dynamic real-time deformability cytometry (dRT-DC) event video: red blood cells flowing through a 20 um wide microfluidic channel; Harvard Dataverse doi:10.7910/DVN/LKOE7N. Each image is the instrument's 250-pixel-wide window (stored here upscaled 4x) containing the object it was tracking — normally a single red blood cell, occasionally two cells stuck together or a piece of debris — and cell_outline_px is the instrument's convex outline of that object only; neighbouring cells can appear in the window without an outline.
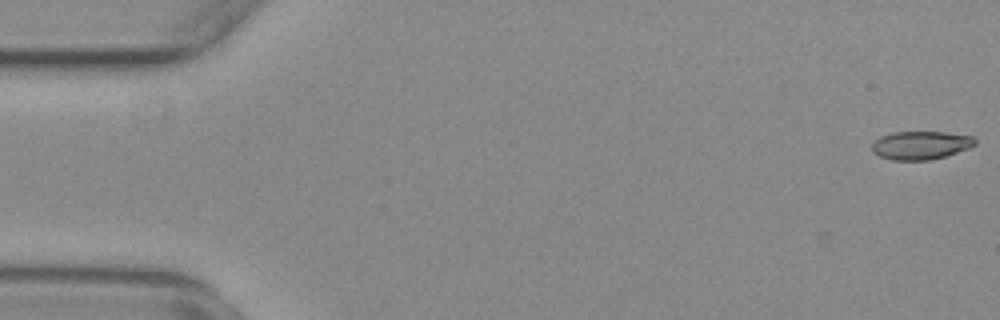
{"species": "common noctule bat (a hibernating species)", "species_latin": "Nyctalus noctula", "temperature_condition": "warm", "stored_images_in_passage": 35, "camera_frame_rate_fps": 3000, "um_per_image_px": 0.085, "animal": {"sex": "female", "body_mass_g": 29.2, "forearm_length_mm": 56.3}, "frame": {"image": 1, "passage_image": 1, "time_ms": 0.0, "image_size_px": [1000, 320], "cell_outline_px": [[976, 144], [968, 148], [944, 156], [928, 160], [892, 160], [880, 156], [872, 152], [872, 144], [880, 136], [892, 132], [944, 132], [972, 136], [976, 140]], "centroid_in_image_um": [78.23, 12.34], "position_along_channel_um": 6.8, "area_um2": 16.88}}
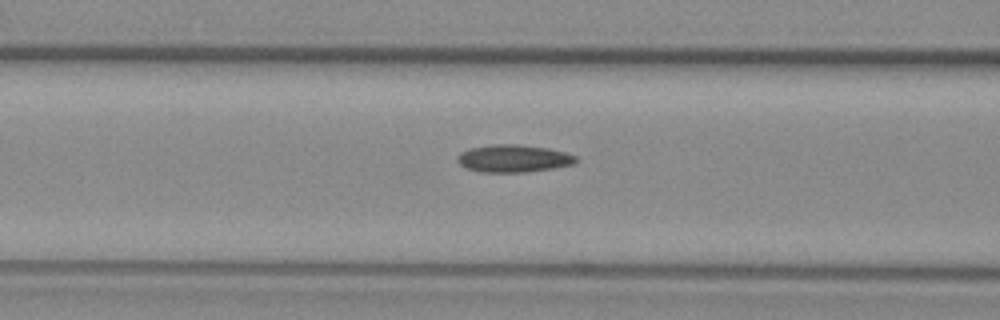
{"frame": {"image": 2, "passage_image": 22, "time_ms": 7.0, "image_size_px": [1000, 320], "cell_outline_px": [[580, 160], [576, 164], [528, 172], [480, 172], [468, 168], [460, 164], [456, 160], [456, 156], [460, 152], [468, 148], [492, 144], [516, 144], [548, 148], [564, 152], [576, 156]], "centroid_in_image_um": [43.65, 13.46], "position_along_channel_um": 123.0, "area_um2": 19.19}}
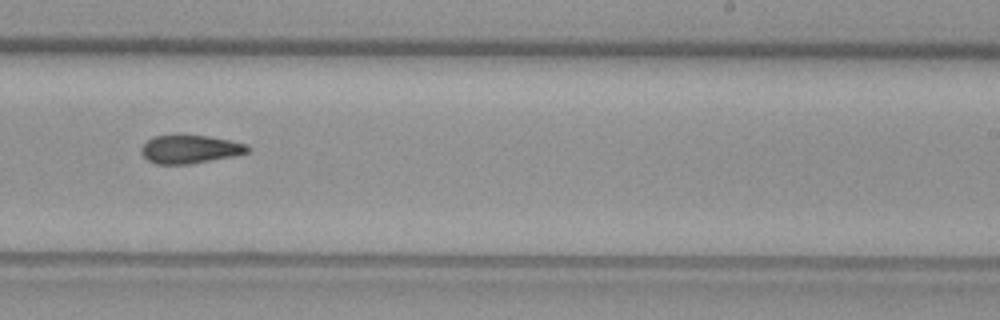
{"frame": {"image": 3, "passage_image": 34, "time_ms": 11.0, "image_size_px": [1000, 320], "cell_outline_px": [[252, 148], [248, 152], [232, 156], [192, 164], [156, 164], [148, 160], [140, 152], [140, 148], [148, 140], [156, 136], [208, 136], [248, 144]], "centroid_in_image_um": [16.17, 12.7], "position_along_channel_um": 272.8, "area_um2": 17.34}}